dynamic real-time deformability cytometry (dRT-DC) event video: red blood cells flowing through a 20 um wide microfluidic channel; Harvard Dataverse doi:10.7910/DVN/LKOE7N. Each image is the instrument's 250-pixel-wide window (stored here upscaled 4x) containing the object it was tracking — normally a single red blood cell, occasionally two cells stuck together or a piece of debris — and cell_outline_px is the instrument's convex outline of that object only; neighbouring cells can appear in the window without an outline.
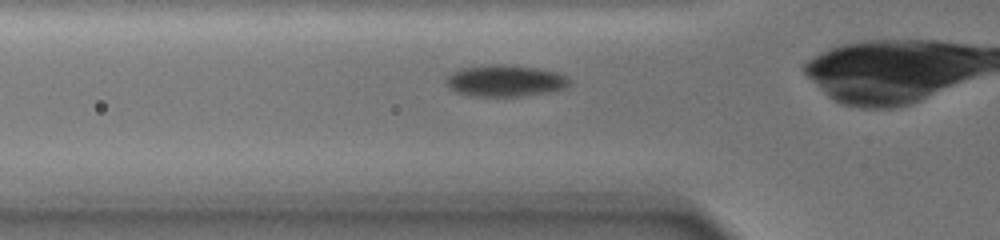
{"species": "common noctule bat (a hibernating species)", "species_latin": "Nyctalus noctula", "temperature_condition": "warm", "stored_images_in_passage": 48, "camera_frame_rate_fps": 3000, "um_per_image_px": 0.085, "animal": {"sex": "female", "body_mass_g": 19.0, "forearm_length_mm": 51.5}, "frame": {"image": 1, "passage_image": 8, "time_ms": 2.0, "image_size_px": [1000, 240], "cell_outline_px": [[572, 80], [564, 88], [552, 92], [524, 96], [468, 96], [452, 92], [444, 84], [444, 80], [452, 72], [460, 68], [492, 64], [508, 64], [536, 68], [556, 72], [568, 76]], "centroid_in_image_um": [42.89, 6.87], "position_along_channel_um": 82.9, "area_um2": 23.24}}
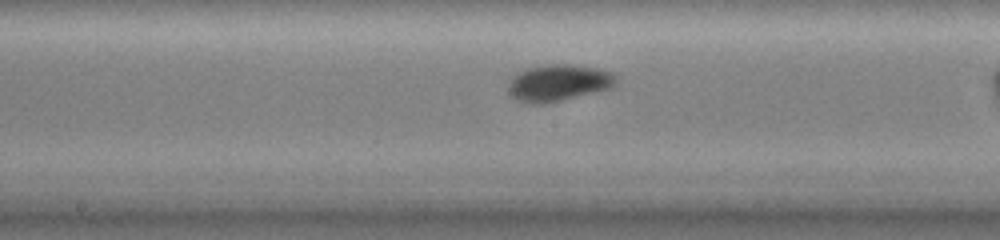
{"frame": {"image": 2, "passage_image": 22, "time_ms": 5.667, "image_size_px": [1000, 240], "cell_outline_px": [[616, 84], [612, 88], [544, 104], [528, 104], [516, 100], [508, 92], [508, 80], [516, 72], [528, 68], [552, 64], [572, 64], [596, 68], [612, 72], [616, 76]], "centroid_in_image_um": [47.43, 7.04], "position_along_channel_um": 200.8, "area_um2": 23.24}}
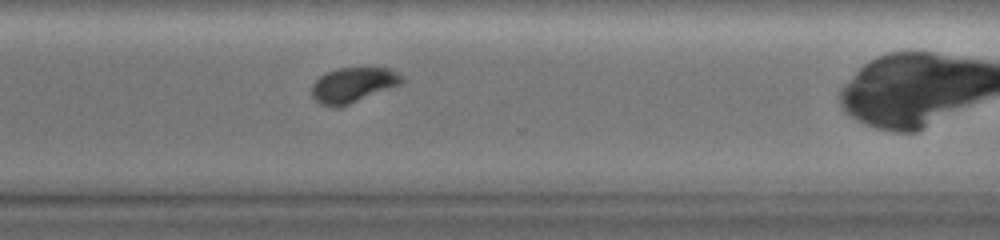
{"frame": {"image": 3, "passage_image": 39, "time_ms": 10.0, "image_size_px": [1000, 240], "cell_outline_px": [[408, 80], [400, 84], [348, 104], [336, 108], [332, 108], [320, 104], [312, 96], [312, 84], [320, 76], [336, 68], [388, 68], [404, 76]], "centroid_in_image_um": [30.01, 7.22], "position_along_channel_um": 340.6, "area_um2": 18.26}}